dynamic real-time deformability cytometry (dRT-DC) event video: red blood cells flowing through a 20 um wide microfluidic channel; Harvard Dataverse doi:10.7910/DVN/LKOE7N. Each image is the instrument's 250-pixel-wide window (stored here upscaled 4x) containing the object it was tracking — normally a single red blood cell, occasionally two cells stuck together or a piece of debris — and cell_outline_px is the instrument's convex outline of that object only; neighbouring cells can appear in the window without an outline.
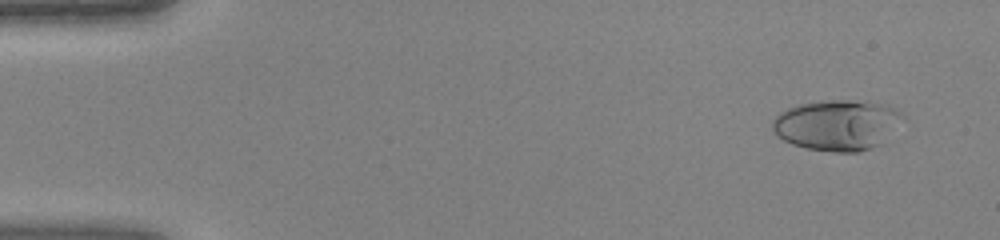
{"species": "human", "species_latin": "Homo sapiens", "temperature_condition": "warm", "stored_images_in_passage": 45, "camera_frame_rate_fps": 3000, "um_per_image_px": 0.085, "donor": {"sex": "female"}, "frame": {"image": 1, "passage_image": 3, "time_ms": 0.667, "image_size_px": [1000, 240], "cell_outline_px": [[908, 120], [884, 144], [860, 152], [832, 152], [804, 148], [792, 144], [776, 136], [772, 128], [772, 120], [780, 112], [788, 108], [800, 104], [828, 100], [868, 100], [888, 104], [896, 108]], "centroid_in_image_um": [71.28, 10.63], "position_along_channel_um": 13.7, "area_um2": 39.77}}
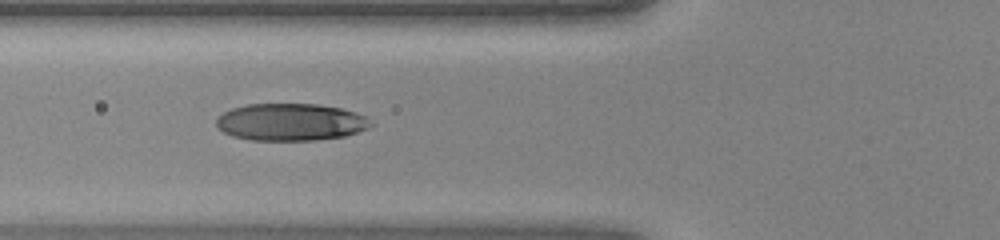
{"frame": {"image": 2, "passage_image": 17, "time_ms": 5.333, "image_size_px": [1000, 240], "cell_outline_px": [[376, 124], [368, 128], [344, 136], [316, 140], [252, 140], [232, 136], [216, 128], [216, 120], [224, 112], [232, 108], [248, 104], [316, 104], [340, 108], [356, 112], [364, 116]], "centroid_in_image_um": [24.71, 10.38], "position_along_channel_um": 101.1, "area_um2": 33.52}}
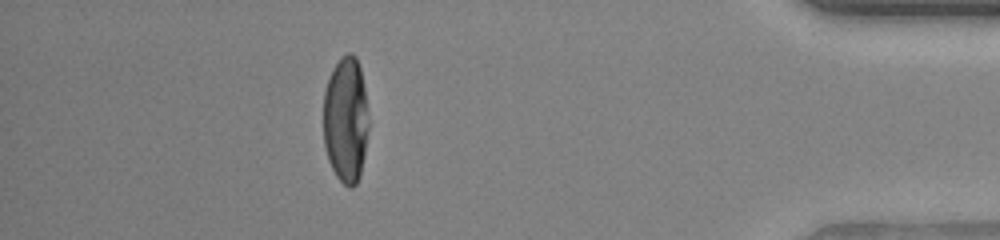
{"frame": {"image": 3, "passage_image": 40, "time_ms": 13.0, "image_size_px": [1000, 240], "cell_outline_px": [[368, 128], [364, 156], [360, 176], [356, 184], [352, 188], [348, 188], [336, 176], [328, 160], [324, 144], [324, 92], [332, 68], [348, 52], [352, 52], [356, 56], [360, 68], [364, 88], [368, 124]], "centroid_in_image_um": [29.39, 10.21], "position_along_channel_um": 405.8, "area_um2": 33.06}}